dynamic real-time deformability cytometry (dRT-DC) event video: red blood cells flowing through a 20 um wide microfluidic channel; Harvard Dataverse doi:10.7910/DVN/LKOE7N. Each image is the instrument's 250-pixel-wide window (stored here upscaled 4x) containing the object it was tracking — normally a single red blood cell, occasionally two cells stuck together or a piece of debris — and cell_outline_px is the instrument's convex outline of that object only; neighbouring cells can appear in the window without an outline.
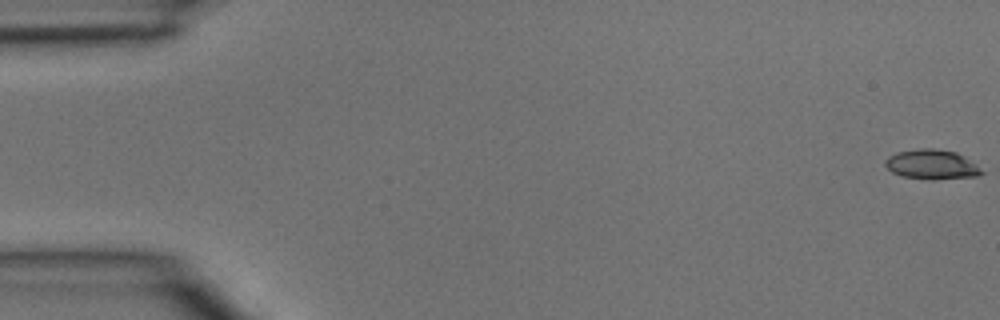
{"species": "common noctule bat (a hibernating species)", "species_latin": "Nyctalus noctula", "temperature_condition": "room temperature", "stored_images_in_passage": 5, "segment_of_instrument_passage": [1, 2], "camera_frame_rate_fps": 3000, "um_per_image_px": 0.085, "animal": {"sex": "male", "body_mass_g": 15.6}, "frame": {"image": 1, "passage_image": 1, "time_ms": 0.0, "image_size_px": [1000, 320], "cell_outline_px": [[984, 172], [976, 176], [932, 180], [928, 180], [900, 176], [892, 172], [884, 164], [884, 160], [888, 156], [896, 152], [920, 148], [932, 148], [956, 152], [964, 156], [976, 164]], "centroid_in_image_um": [79.16, 13.98], "position_along_channel_um": 5.8, "area_um2": 16.82}}
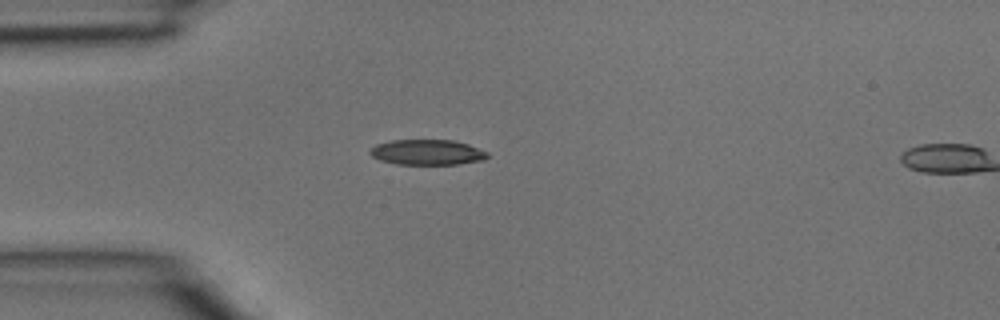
{"frame": {"image": 2, "passage_image": 4, "time_ms": 1.0, "image_size_px": [1000, 320], "cell_outline_px": [[488, 156], [484, 160], [456, 164], [396, 164], [380, 160], [372, 156], [368, 152], [376, 144], [392, 140], [452, 140], [468, 144], [488, 152]], "centroid_in_image_um": [36.31, 12.94], "position_along_channel_um": 48.7, "area_um2": 17.28}}